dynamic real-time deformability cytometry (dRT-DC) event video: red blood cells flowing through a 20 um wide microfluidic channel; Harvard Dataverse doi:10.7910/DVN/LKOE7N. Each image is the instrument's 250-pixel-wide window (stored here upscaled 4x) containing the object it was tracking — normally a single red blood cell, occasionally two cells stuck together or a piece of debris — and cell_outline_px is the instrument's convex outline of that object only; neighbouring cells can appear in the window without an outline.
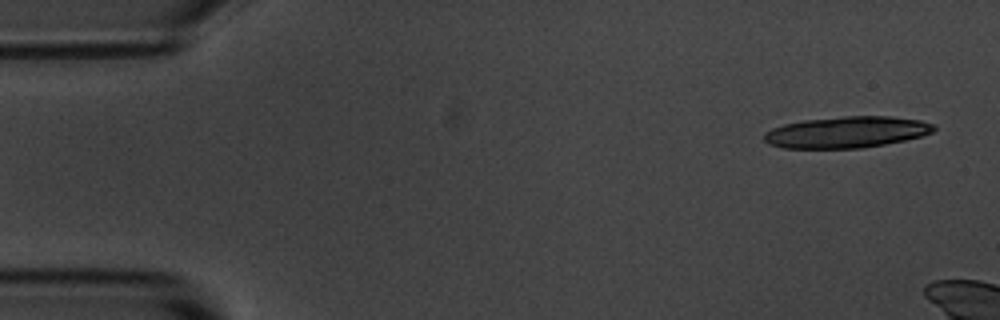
{"species": "common noctule bat (a hibernating species)", "species_latin": "Nyctalus noctula", "temperature_condition": "room temperature", "stored_images_in_passage": 3, "camera_frame_rate_fps": 3000, "um_per_image_px": 0.085, "animal": {"sex": "male", "body_mass_g": 20.1, "forearm_length_mm": 53.5}, "frame": {"image": 1, "passage_image": 1, "time_ms": 0.0, "image_size_px": [1000, 320], "cell_outline_px": [[936, 128], [932, 132], [924, 136], [864, 148], [784, 148], [768, 144], [764, 140], [764, 132], [772, 128], [784, 124], [804, 120], [844, 116], [892, 116], [920, 120], [936, 124]], "centroid_in_image_um": [71.99, 11.23], "position_along_channel_um": 13.0, "area_um2": 31.21}}